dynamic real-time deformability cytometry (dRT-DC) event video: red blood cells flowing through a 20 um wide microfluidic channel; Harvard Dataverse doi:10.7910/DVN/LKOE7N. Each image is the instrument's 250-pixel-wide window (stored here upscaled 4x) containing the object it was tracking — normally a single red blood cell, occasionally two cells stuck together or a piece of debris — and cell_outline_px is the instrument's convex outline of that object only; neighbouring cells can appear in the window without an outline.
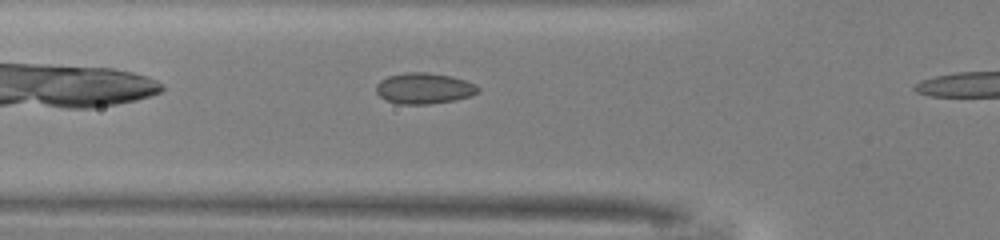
{"species": "common noctule bat (a hibernating species)", "species_latin": "Nyctalus noctula", "temperature_condition": "warm", "stored_images_in_passage": 27, "camera_frame_rate_fps": 3000, "um_per_image_px": 0.085, "animal": {"sex": "male", "body_mass_g": 13.0, "forearm_length_mm": 53.1}, "frame": {"image": 1, "passage_image": 4, "time_ms": 1.0, "image_size_px": [1000, 240], "cell_outline_px": [[480, 92], [472, 96], [432, 104], [400, 104], [384, 100], [376, 92], [376, 84], [380, 80], [388, 76], [408, 72], [428, 72], [452, 76], [476, 84], [480, 88]], "centroid_in_image_um": [36.06, 7.51], "position_along_channel_um": 89.7, "area_um2": 18.55}}
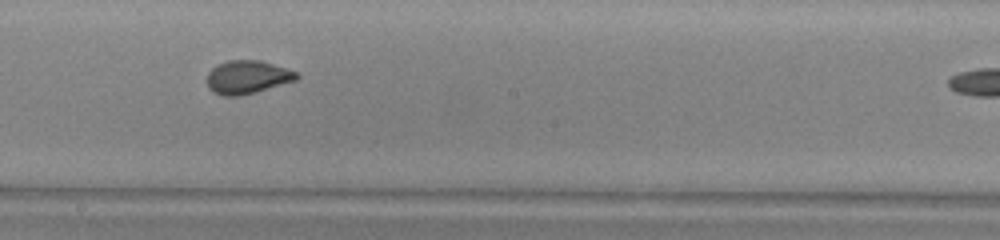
{"frame": {"image": 2, "passage_image": 14, "time_ms": 4.333, "image_size_px": [1000, 240], "cell_outline_px": [[300, 76], [296, 80], [256, 92], [240, 96], [224, 96], [212, 92], [208, 88], [208, 72], [216, 64], [228, 60], [260, 60], [288, 68], [296, 72]], "centroid_in_image_um": [21.02, 6.55], "position_along_channel_um": 227.2, "area_um2": 17.51}}
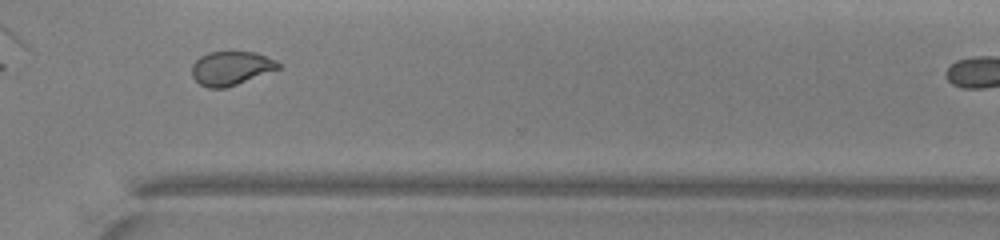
{"frame": {"image": 3, "passage_image": 23, "time_ms": 7.333, "image_size_px": [1000, 240], "cell_outline_px": [[280, 68], [236, 84], [224, 88], [208, 88], [200, 84], [192, 76], [192, 64], [200, 56], [208, 52], [256, 52], [276, 60], [280, 64]], "centroid_in_image_um": [19.62, 5.79], "position_along_channel_um": 351.0, "area_um2": 16.88}}